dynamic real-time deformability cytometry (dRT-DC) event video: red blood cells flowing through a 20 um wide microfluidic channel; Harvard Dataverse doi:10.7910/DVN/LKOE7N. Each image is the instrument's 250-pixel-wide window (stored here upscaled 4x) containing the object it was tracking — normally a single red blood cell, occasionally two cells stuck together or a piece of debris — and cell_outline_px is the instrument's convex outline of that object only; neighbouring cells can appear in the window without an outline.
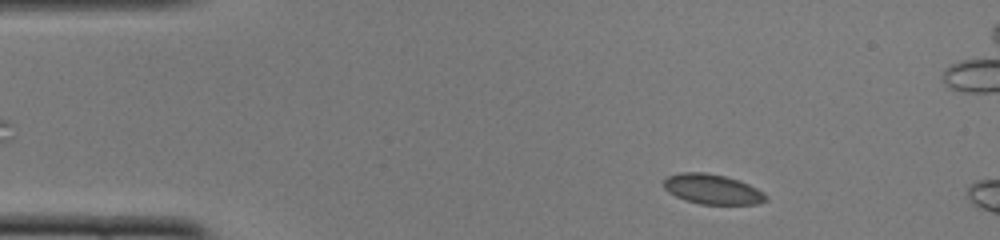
{"species": "common noctule bat (a hibernating species)", "species_latin": "Nyctalus noctula", "temperature_condition": "cold", "stored_images_in_passage": 12, "camera_frame_rate_fps": 3000, "um_per_image_px": 0.085, "animal": {"sex": "female", "body_mass_g": 22.0, "forearm_length_mm": 56.7}, "frame": {"image": 1, "passage_image": 4, "time_ms": 1.0, "image_size_px": [1000, 240], "cell_outline_px": [[768, 200], [756, 204], [700, 204], [684, 200], [668, 192], [664, 188], [664, 180], [668, 176], [680, 172], [704, 172], [724, 176], [748, 184], [764, 192], [768, 196]], "centroid_in_image_um": [60.55, 16.09], "position_along_channel_um": 24.5, "area_um2": 17.8}}